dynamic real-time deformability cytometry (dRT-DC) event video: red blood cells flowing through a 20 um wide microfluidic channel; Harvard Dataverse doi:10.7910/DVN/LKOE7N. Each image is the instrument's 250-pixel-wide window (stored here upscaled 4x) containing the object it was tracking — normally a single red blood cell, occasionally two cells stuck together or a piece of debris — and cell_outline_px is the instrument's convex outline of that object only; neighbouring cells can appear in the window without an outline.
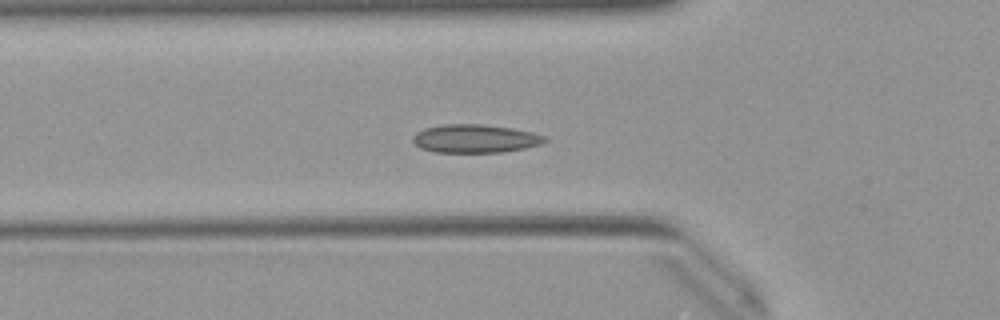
{"species": "Egyptian fruit bat (a non-hibernating species)", "species_latin": "Rousettus aegyptiacus", "temperature_condition": "warm", "stored_images_in_passage": 40, "camera_frame_rate_fps": 3000, "um_per_image_px": 0.085, "animal": {"sex": "female"}, "frame": {"image": 1, "passage_image": 8, "time_ms": 2.333, "image_size_px": [1000, 320], "cell_outline_px": [[548, 140], [540, 144], [524, 148], [504, 152], [436, 152], [420, 148], [412, 140], [412, 136], [416, 132], [424, 128], [444, 124], [484, 124], [512, 128], [532, 132], [544, 136]], "centroid_in_image_um": [40.36, 11.77], "position_along_channel_um": 85.4, "area_um2": 21.79}}
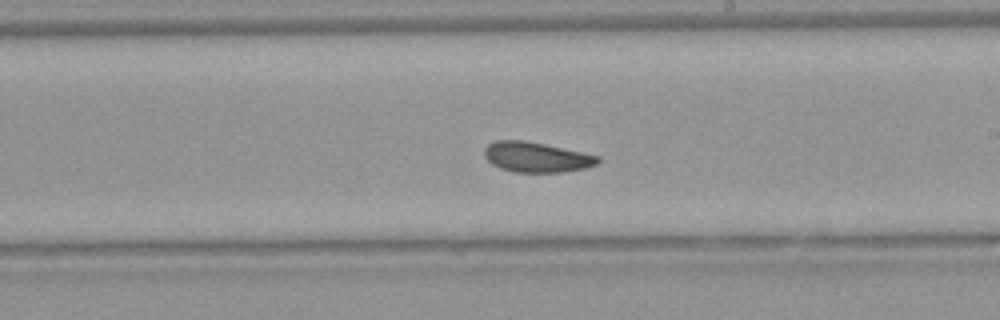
{"frame": {"image": 2, "passage_image": 20, "time_ms": 6.333, "image_size_px": [1000, 320], "cell_outline_px": [[600, 160], [596, 164], [584, 168], [564, 172], [516, 172], [500, 168], [492, 164], [484, 156], [484, 148], [488, 144], [496, 140], [524, 140], [544, 144], [600, 156]], "centroid_in_image_um": [45.57, 13.35], "position_along_channel_um": 243.4, "area_um2": 19.83}}
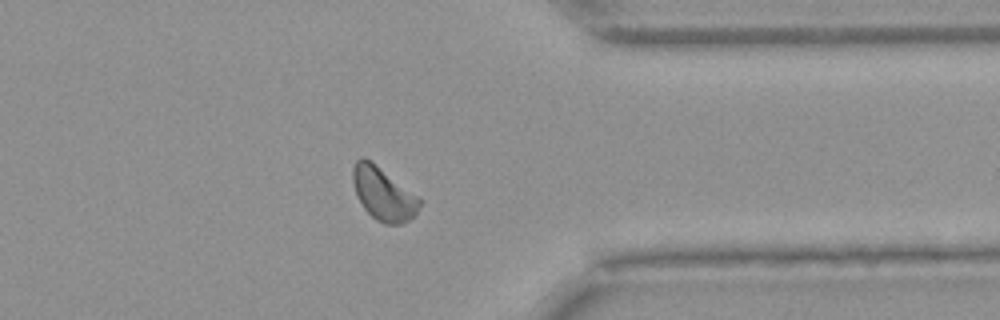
{"frame": {"image": 3, "passage_image": 31, "time_ms": 10.0, "image_size_px": [1000, 320], "cell_outline_px": [[424, 200], [416, 212], [408, 220], [400, 224], [384, 224], [376, 220], [364, 208], [356, 196], [352, 180], [352, 168], [356, 160], [360, 156], [364, 156], [420, 196]], "centroid_in_image_um": [32.58, 16.46], "position_along_channel_um": 378.8, "area_um2": 20.87}, "authors_computed_cell_mechanics": {"area_um2": 19.9121, "velocity_mm_per_s": 3.9593, "shape_relaxation_time_tau1_ms": 4.7896, "shape_relaxation_time_tau2_ms": 2.791, "deformation_change_tau1": 0.0873, "deformation_change_tau2": 0.0553}}